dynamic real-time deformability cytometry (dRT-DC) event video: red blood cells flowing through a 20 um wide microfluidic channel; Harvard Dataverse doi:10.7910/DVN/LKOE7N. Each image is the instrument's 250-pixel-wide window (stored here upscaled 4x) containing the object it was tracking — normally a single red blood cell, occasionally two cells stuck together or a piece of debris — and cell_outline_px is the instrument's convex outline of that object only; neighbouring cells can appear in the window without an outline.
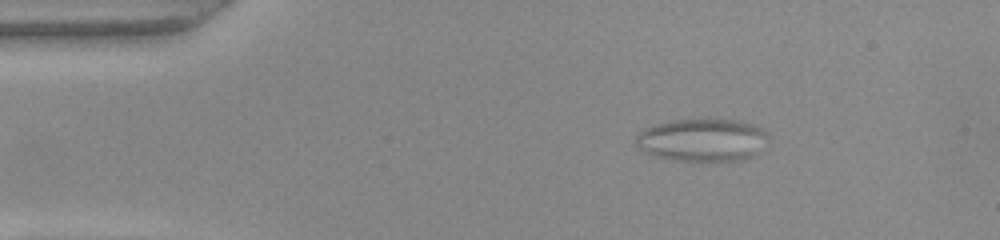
{"species": "common noctule bat (a hibernating species)", "species_latin": "Nyctalus noctula", "temperature_condition": "warm", "stored_images_in_passage": 54, "camera_frame_rate_fps": 3000, "um_per_image_px": 0.085, "animal": {"sex": "female", "body_mass_g": 22.0, "forearm_length_mm": 56.7}, "frame": {"image": 1, "passage_image": 9, "time_ms": 2.667, "image_size_px": [1000, 240], "cell_outline_px": [[768, 136], [760, 152], [752, 156], [740, 160], [680, 160], [660, 156], [648, 152], [640, 148], [636, 144], [636, 136], [640, 132], [656, 124], [676, 120], [700, 116], [708, 116], [740, 120], [756, 124], [768, 132]], "centroid_in_image_um": [59.8, 11.82], "position_along_channel_um": 25.2, "area_um2": 33.41}}
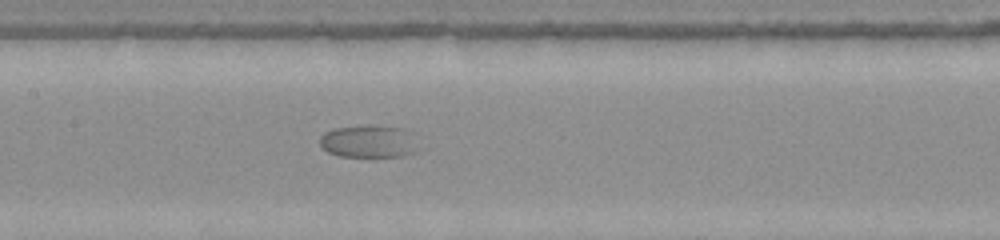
{"frame": {"image": 2, "passage_image": 26, "time_ms": 8.333, "image_size_px": [1000, 240], "cell_outline_px": [[416, 152], [404, 156], [340, 156], [328, 152], [320, 148], [320, 136], [324, 132], [336, 128], [372, 124], [404, 128], [412, 132]], "centroid_in_image_um": [31.32, 12.0], "position_along_channel_um": 176.1, "area_um2": 18.84}}
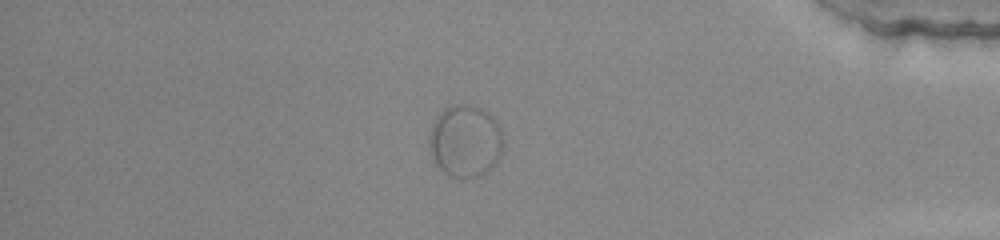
{"frame": {"image": 3, "passage_image": 46, "time_ms": 15.0, "image_size_px": [1000, 240], "cell_outline_px": [[504, 140], [496, 164], [480, 176], [448, 176], [436, 164], [432, 156], [428, 144], [428, 136], [432, 124], [444, 108], [452, 104], [472, 104], [480, 108], [492, 116], [500, 128]], "centroid_in_image_um": [39.53, 11.96], "position_along_channel_um": 395.7, "area_um2": 31.1}}